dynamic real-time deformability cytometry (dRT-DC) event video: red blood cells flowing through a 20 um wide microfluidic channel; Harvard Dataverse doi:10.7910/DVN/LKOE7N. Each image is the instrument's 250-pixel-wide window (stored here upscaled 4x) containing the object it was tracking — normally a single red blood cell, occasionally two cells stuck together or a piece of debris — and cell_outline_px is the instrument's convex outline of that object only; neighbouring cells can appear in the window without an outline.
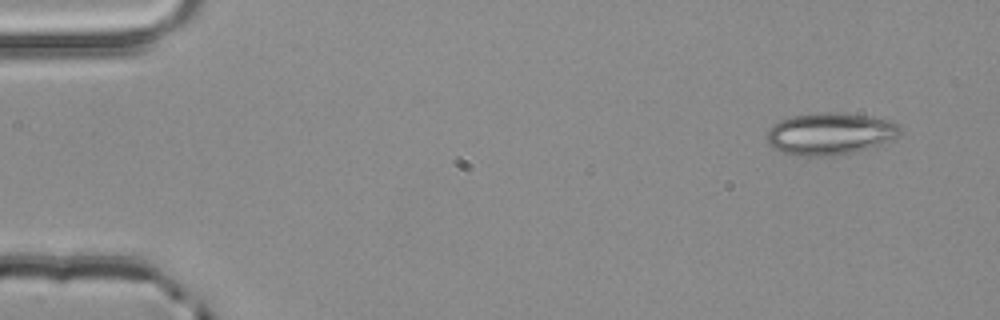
{"species": "common noctule bat (a hibernating species)", "species_latin": "Nyctalus noctula", "temperature_condition": "room temperature", "stored_images_in_passage": 3, "camera_frame_rate_fps": 3000, "um_per_image_px": 0.085, "animal": {"sex": "male", "body_mass_g": 20.4}, "frame": {"image": 1, "passage_image": 1, "time_ms": 0.0, "image_size_px": [1000, 320], "cell_outline_px": [[904, 132], [880, 144], [852, 152], [836, 156], [796, 156], [772, 148], [768, 144], [768, 128], [772, 124], [780, 120], [792, 116], [812, 112], [836, 112], [868, 116], [888, 120], [900, 124]], "centroid_in_image_um": [70.53, 11.36], "position_along_channel_um": 14.5, "area_um2": 32.83}}